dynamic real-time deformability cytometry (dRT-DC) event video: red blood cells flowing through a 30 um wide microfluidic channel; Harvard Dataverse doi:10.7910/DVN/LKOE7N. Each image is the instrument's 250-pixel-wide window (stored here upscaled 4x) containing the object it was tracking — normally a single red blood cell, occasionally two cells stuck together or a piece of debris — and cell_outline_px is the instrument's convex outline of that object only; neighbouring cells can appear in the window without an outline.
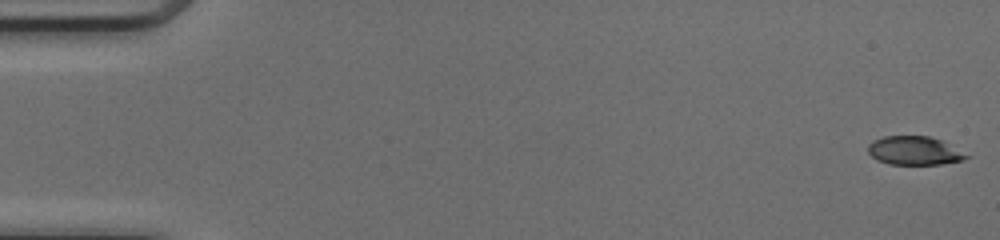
{"species": "common noctule bat (a hibernating species)", "species_latin": "Nyctalus noctula", "temperature_condition": "cold", "stored_images_in_passage": 50, "camera_frame_rate_fps": 3000, "um_per_image_px": 0.085, "animal": {"sex": "female", "body_mass_g": 17.0, "forearm_length_mm": 48.0}, "frame": {"image": 1, "passage_image": 1, "time_ms": 0.0, "image_size_px": [1000, 240], "cell_outline_px": [[972, 156], [964, 160], [940, 164], [888, 164], [876, 160], [868, 152], [868, 144], [872, 140], [884, 136], [928, 136], [940, 140]], "centroid_in_image_um": [77.7, 12.81], "position_along_channel_um": 7.3, "area_um2": 16.42}}
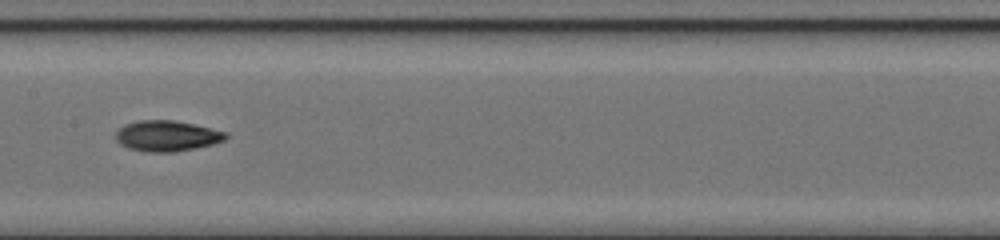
{"frame": {"image": 2, "passage_image": 26, "time_ms": 8.333, "image_size_px": [1000, 240], "cell_outline_px": [[228, 136], [224, 140], [212, 144], [196, 148], [176, 152], [144, 152], [128, 148], [120, 144], [116, 140], [116, 132], [124, 124], [140, 120], [172, 120], [192, 124], [228, 132]], "centroid_in_image_um": [14.17, 11.56], "position_along_channel_um": 193.2, "area_um2": 19.71}}
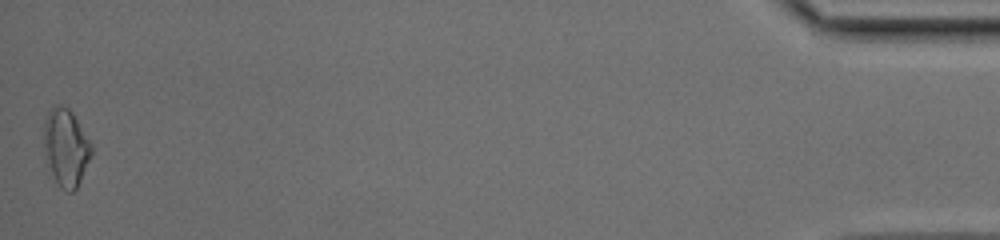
{"frame": {"image": 3, "passage_image": 50, "time_ms": 16.333, "image_size_px": [1000, 240], "cell_outline_px": [[92, 152], [80, 180], [76, 188], [72, 192], [68, 192], [60, 188], [44, 156], [44, 120], [52, 104], [60, 104], [68, 108], [72, 112], [92, 144]], "centroid_in_image_um": [5.58, 12.49], "position_along_channel_um": 429.6, "area_um2": 21.33}, "authors_computed_cell_mechanics": {"area_um2": 18.496, "velocity_mm_per_s": 4.1769, "shape_relaxation_time_tau1_ms": 3.9457, "shape_relaxation_time_tau2_ms": 3.2603, "deformation_change_tau1": 0.1495, "deformation_change_tau2": 0.0973}}